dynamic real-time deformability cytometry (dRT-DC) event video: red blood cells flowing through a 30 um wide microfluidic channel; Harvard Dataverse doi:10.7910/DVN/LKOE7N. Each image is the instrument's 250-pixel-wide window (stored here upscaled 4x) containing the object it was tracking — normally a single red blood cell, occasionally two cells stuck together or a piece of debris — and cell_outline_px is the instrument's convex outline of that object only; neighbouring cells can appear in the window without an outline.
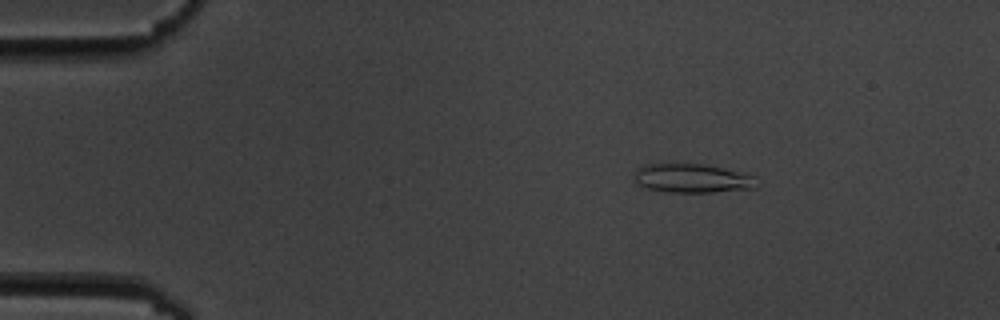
{"species": "common noctule bat (a hibernating species)", "species_latin": "Nyctalus noctula", "temperature_condition": "cold", "stored_images_in_passage": 5, "camera_frame_rate_fps": 3000, "um_per_image_px": 0.085, "animal": {"sex": "male", "body_mass_g": 19.5, "forearm_length_mm": 54.6}, "frame": {"image": 1, "passage_image": 3, "time_ms": 2.333, "image_size_px": [1000, 320], "cell_outline_px": [[756, 188], [712, 192], [668, 192], [648, 188], [632, 180], [636, 172], [644, 164], [660, 160], [704, 164], [752, 176]], "centroid_in_image_um": [58.69, 15.11], "position_along_channel_um": 26.3, "area_um2": 20.92}}